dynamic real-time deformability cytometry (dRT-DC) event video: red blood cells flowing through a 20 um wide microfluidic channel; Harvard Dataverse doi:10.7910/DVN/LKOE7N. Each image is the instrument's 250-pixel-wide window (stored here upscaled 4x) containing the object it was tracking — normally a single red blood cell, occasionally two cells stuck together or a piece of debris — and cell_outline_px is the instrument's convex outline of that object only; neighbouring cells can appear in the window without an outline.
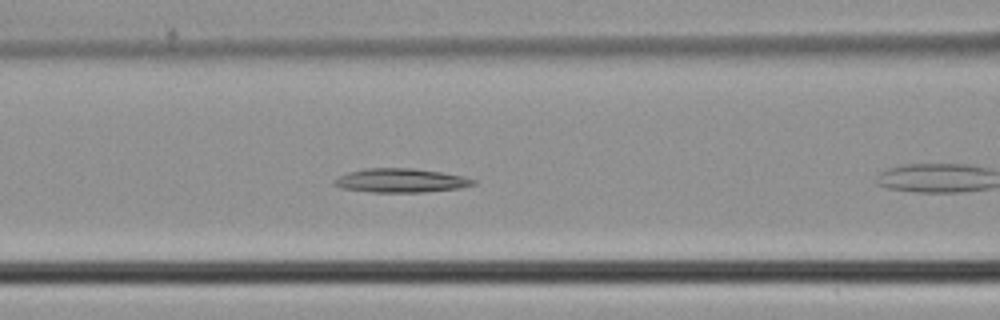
{"species": "common noctule bat (a hibernating species)", "species_latin": "Nyctalus noctula", "temperature_condition": "cold", "stored_images_in_passage": 10, "camera_frame_rate_fps": 3000, "um_per_image_px": 0.085, "animal": {"sex": "male", "body_mass_g": 21.5, "forearm_length_mm": 52.0}, "frame": {"image": 1, "passage_image": 7, "time_ms": 2.0, "image_size_px": [1000, 320], "cell_outline_px": [[476, 184], [460, 188], [424, 192], [372, 192], [340, 188], [332, 184], [332, 180], [348, 172], [364, 168], [416, 168], [464, 176], [476, 180]], "centroid_in_image_um": [34.05, 15.34], "position_along_channel_um": 132.5, "area_um2": 19.54}}